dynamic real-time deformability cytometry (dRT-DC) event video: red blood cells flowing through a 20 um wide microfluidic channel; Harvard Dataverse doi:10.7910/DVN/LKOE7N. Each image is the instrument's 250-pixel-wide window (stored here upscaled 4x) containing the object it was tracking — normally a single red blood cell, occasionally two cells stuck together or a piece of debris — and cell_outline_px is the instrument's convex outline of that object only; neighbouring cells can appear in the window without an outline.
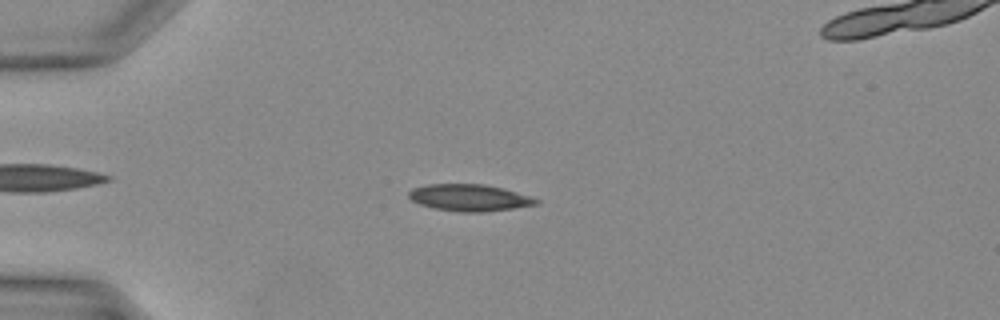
{"species": "Egyptian fruit bat (a non-hibernating species)", "species_latin": "Rousettus aegyptiacus", "temperature_condition": "warm", "stored_images_in_passage": 38, "segment_of_instrument_passage": [1, 2], "camera_frame_rate_fps": 3000, "um_per_image_px": 0.085, "animal": {"sex": "female"}, "frame": {"image": 1, "passage_image": 8, "time_ms": 2.333, "image_size_px": [1000, 320], "cell_outline_px": [[540, 200], [536, 204], [512, 208], [484, 212], [460, 212], [432, 208], [420, 204], [412, 200], [408, 196], [408, 192], [412, 188], [428, 184], [484, 184], [500, 188], [528, 196]], "centroid_in_image_um": [39.82, 16.8], "position_along_channel_um": 45.2, "area_um2": 19.59}}
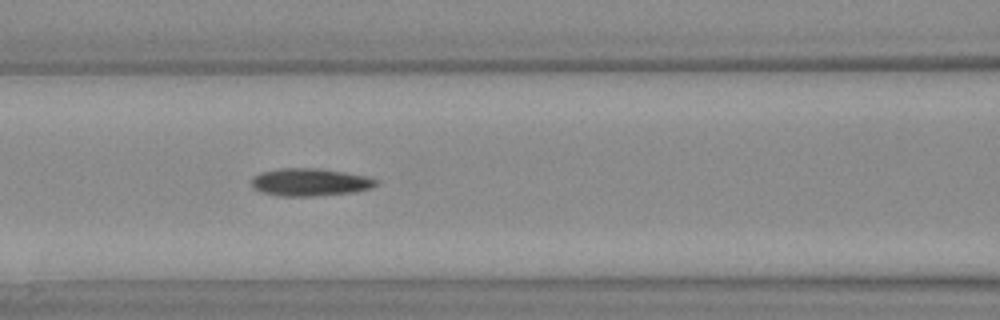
{"frame": {"image": 2, "passage_image": 15, "time_ms": 4.667, "image_size_px": [1000, 320], "cell_outline_px": [[380, 184], [372, 188], [356, 192], [316, 196], [276, 196], [260, 192], [252, 188], [252, 176], [260, 172], [280, 168], [320, 168], [344, 172], [364, 176], [380, 180]], "centroid_in_image_um": [26.35, 15.49], "position_along_channel_um": 140.2, "area_um2": 20.46}}
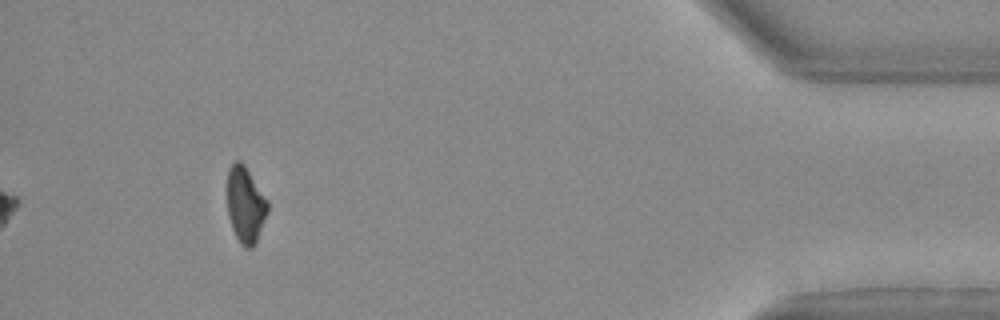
{"frame": {"image": 3, "passage_image": 34, "time_ms": 11.0, "image_size_px": [1000, 320], "cell_outline_px": [[268, 212], [256, 240], [252, 248], [248, 248], [240, 244], [232, 228], [228, 216], [228, 168], [236, 160], [240, 160], [244, 164], [268, 200]], "centroid_in_image_um": [20.86, 17.39], "position_along_channel_um": 414.3, "area_um2": 17.74}}